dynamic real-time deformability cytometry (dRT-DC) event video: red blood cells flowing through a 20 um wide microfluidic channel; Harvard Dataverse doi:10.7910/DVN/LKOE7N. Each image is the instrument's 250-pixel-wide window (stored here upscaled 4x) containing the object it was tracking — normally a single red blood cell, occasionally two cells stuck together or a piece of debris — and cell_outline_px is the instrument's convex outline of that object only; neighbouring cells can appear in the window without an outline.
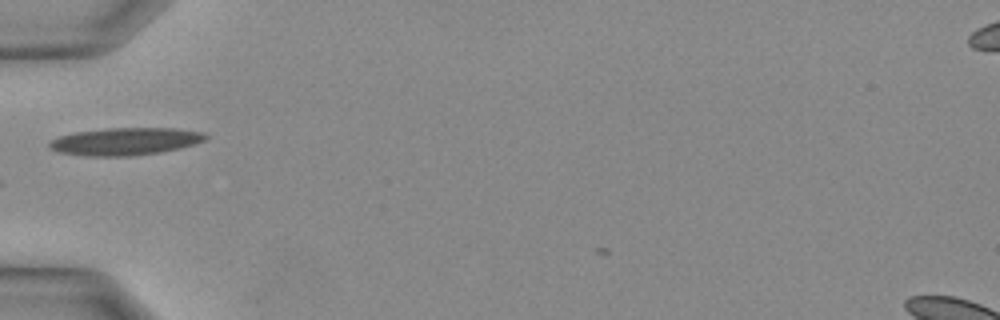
{"species": "Egyptian fruit bat (a non-hibernating species)", "species_latin": "Rousettus aegyptiacus", "temperature_condition": "warm", "stored_images_in_passage": 25, "camera_frame_rate_fps": 3000, "um_per_image_px": 0.085, "animal": {"sex": "female"}, "frame": {"image": 1, "passage_image": 3, "time_ms": 0.667, "image_size_px": [1000, 320], "cell_outline_px": [[208, 136], [204, 140], [196, 144], [180, 148], [160, 152], [132, 156], [84, 156], [56, 152], [48, 144], [52, 140], [60, 136], [76, 132], [108, 128], [176, 128], [204, 132]], "centroid_in_image_um": [10.67, 12.02], "position_along_channel_um": 74.3, "area_um2": 25.03}}
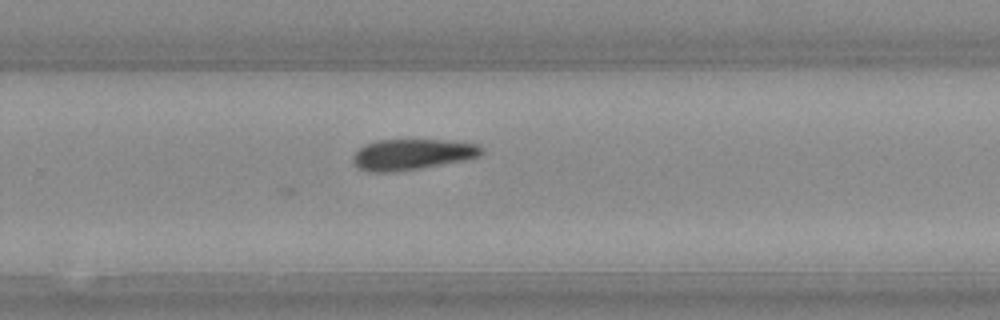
{"frame": {"image": 2, "passage_image": 14, "time_ms": 4.333, "image_size_px": [1000, 320], "cell_outline_px": [[484, 152], [480, 156], [464, 160], [420, 168], [396, 172], [368, 172], [356, 168], [352, 160], [352, 156], [364, 144], [376, 140], [456, 140], [480, 144], [484, 148]], "centroid_in_image_um": [35.05, 13.12], "position_along_channel_um": 294.7, "area_um2": 23.52}}
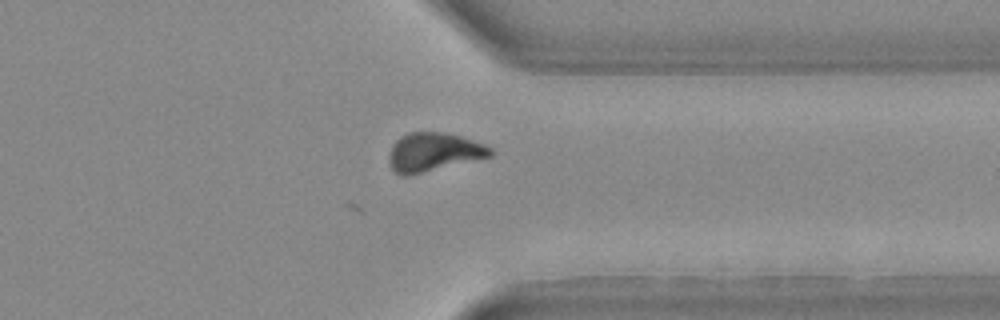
{"frame": {"image": 3, "passage_image": 18, "time_ms": 5.667, "image_size_px": [1000, 320], "cell_outline_px": [[492, 156], [404, 176], [396, 172], [392, 168], [388, 160], [388, 156], [392, 144], [400, 136], [408, 132], [444, 132], [460, 136], [484, 144], [492, 148]], "centroid_in_image_um": [36.83, 12.9], "position_along_channel_um": 374.6, "area_um2": 22.54}}